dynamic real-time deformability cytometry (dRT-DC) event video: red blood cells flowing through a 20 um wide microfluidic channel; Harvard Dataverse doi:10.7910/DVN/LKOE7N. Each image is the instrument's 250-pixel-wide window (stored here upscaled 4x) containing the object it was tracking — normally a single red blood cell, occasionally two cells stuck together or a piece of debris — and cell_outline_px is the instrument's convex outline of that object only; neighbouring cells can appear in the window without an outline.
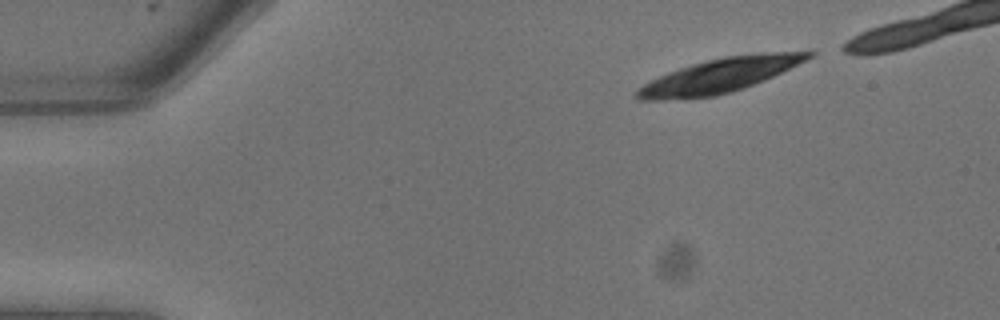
{"species": "common noctule bat (a hibernating species)", "species_latin": "Nyctalus noctula", "temperature_condition": "warm", "stored_images_in_passage": 6, "camera_frame_rate_fps": 3000, "um_per_image_px": 0.085, "animal": {"sex": "male", "body_mass_g": 13.3}, "frame": {"image": 1, "passage_image": 1, "time_ms": 0.0, "image_size_px": [1000, 320], "cell_outline_px": [[816, 56], [764, 80], [744, 88], [732, 92], [716, 96], [660, 100], [640, 100], [636, 96], [636, 92], [644, 84], [668, 72], [692, 64], [724, 56], [764, 52], [816, 52]], "centroid_in_image_um": [61.22, 6.41], "position_along_channel_um": 23.8, "area_um2": 33.87}}